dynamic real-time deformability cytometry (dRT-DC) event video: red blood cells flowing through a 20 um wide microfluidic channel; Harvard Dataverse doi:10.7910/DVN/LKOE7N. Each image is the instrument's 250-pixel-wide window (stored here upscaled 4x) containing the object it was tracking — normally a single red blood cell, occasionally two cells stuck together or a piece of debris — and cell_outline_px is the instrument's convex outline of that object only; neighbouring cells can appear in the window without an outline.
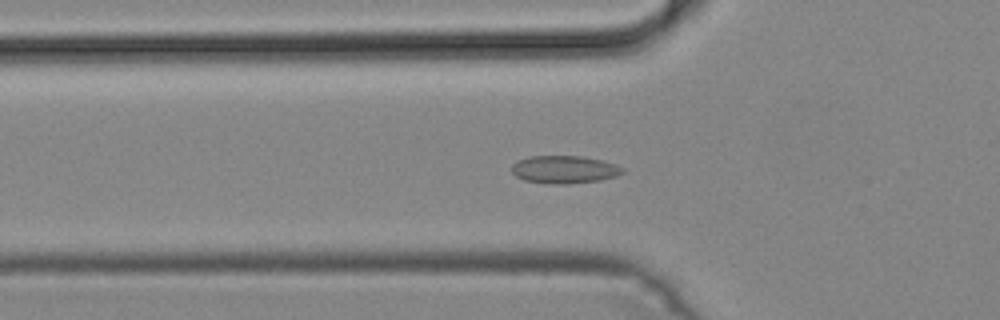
{"species": "common noctule bat (a hibernating species)", "species_latin": "Nyctalus noctula", "temperature_condition": "cold", "stored_images_in_passage": 42, "segment_of_instrument_passage": [1, 2], "camera_frame_rate_fps": 3000, "um_per_image_px": 0.085, "animal": {"sex": "male", "body_mass_g": 19.2, "forearm_length_mm": 51.8}, "frame": {"image": 1, "passage_image": 8, "time_ms": 2.333, "image_size_px": [1000, 320], "cell_outline_px": [[624, 172], [616, 176], [600, 180], [564, 184], [552, 184], [524, 180], [516, 176], [512, 172], [512, 164], [516, 160], [532, 156], [584, 156], [604, 160], [616, 164], [624, 168]], "centroid_in_image_um": [47.98, 14.4], "position_along_channel_um": 77.8, "area_um2": 18.03}}
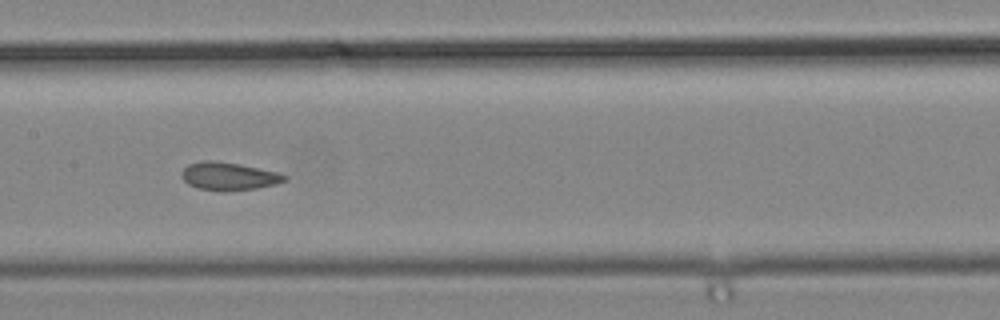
{"frame": {"image": 2, "passage_image": 16, "time_ms": 5.0, "image_size_px": [1000, 320], "cell_outline_px": [[288, 176], [284, 180], [276, 184], [256, 188], [220, 192], [196, 188], [188, 184], [180, 176], [180, 172], [188, 164], [204, 160], [216, 160], [240, 164], [276, 172]], "centroid_in_image_um": [19.37, 14.98], "position_along_channel_um": 188.0, "area_um2": 16.88}}
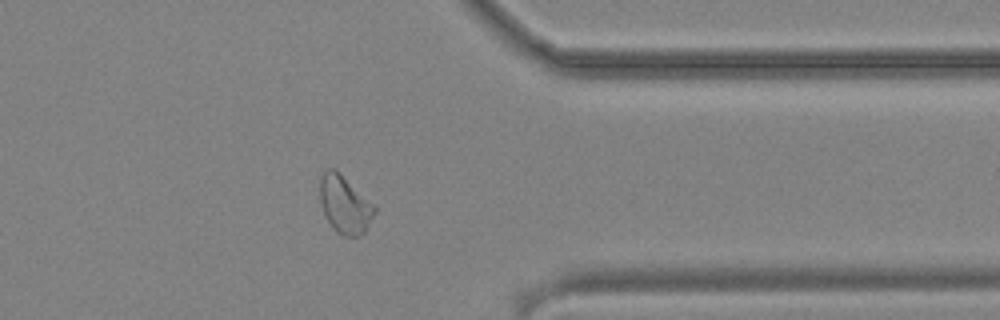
{"frame": {"image": 3, "passage_image": 31, "time_ms": 10.0, "image_size_px": [1000, 320], "cell_outline_px": [[376, 212], [364, 232], [360, 236], [344, 236], [336, 232], [328, 220], [324, 212], [320, 200], [320, 176], [328, 168], [336, 168], [376, 208]], "centroid_in_image_um": [29.29, 17.37], "position_along_channel_um": 382.1, "area_um2": 18.09}}